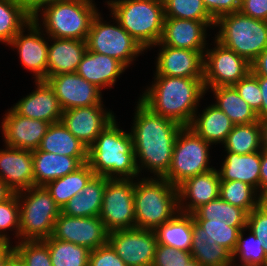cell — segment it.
Listing matches in <instances>:
<instances>
[{
    "mask_svg": "<svg viewBox=\"0 0 267 266\" xmlns=\"http://www.w3.org/2000/svg\"><path fill=\"white\" fill-rule=\"evenodd\" d=\"M101 16L98 12L91 23L86 38L87 50L114 57L128 68L145 50L113 16L116 25Z\"/></svg>",
    "mask_w": 267,
    "mask_h": 266,
    "instance_id": "10",
    "label": "cell"
},
{
    "mask_svg": "<svg viewBox=\"0 0 267 266\" xmlns=\"http://www.w3.org/2000/svg\"><path fill=\"white\" fill-rule=\"evenodd\" d=\"M219 197L248 214L263 202L254 187L241 181H221Z\"/></svg>",
    "mask_w": 267,
    "mask_h": 266,
    "instance_id": "39",
    "label": "cell"
},
{
    "mask_svg": "<svg viewBox=\"0 0 267 266\" xmlns=\"http://www.w3.org/2000/svg\"><path fill=\"white\" fill-rule=\"evenodd\" d=\"M98 12L94 0H56L42 6L32 20L49 37L86 40Z\"/></svg>",
    "mask_w": 267,
    "mask_h": 266,
    "instance_id": "4",
    "label": "cell"
},
{
    "mask_svg": "<svg viewBox=\"0 0 267 266\" xmlns=\"http://www.w3.org/2000/svg\"><path fill=\"white\" fill-rule=\"evenodd\" d=\"M14 253V246L9 243H0V266Z\"/></svg>",
    "mask_w": 267,
    "mask_h": 266,
    "instance_id": "55",
    "label": "cell"
},
{
    "mask_svg": "<svg viewBox=\"0 0 267 266\" xmlns=\"http://www.w3.org/2000/svg\"><path fill=\"white\" fill-rule=\"evenodd\" d=\"M220 183V174L216 168L187 178L177 186L179 211L192 214L201 205L219 198Z\"/></svg>",
    "mask_w": 267,
    "mask_h": 266,
    "instance_id": "22",
    "label": "cell"
},
{
    "mask_svg": "<svg viewBox=\"0 0 267 266\" xmlns=\"http://www.w3.org/2000/svg\"><path fill=\"white\" fill-rule=\"evenodd\" d=\"M26 10L33 16L42 6L56 0H20Z\"/></svg>",
    "mask_w": 267,
    "mask_h": 266,
    "instance_id": "54",
    "label": "cell"
},
{
    "mask_svg": "<svg viewBox=\"0 0 267 266\" xmlns=\"http://www.w3.org/2000/svg\"><path fill=\"white\" fill-rule=\"evenodd\" d=\"M20 212L19 241H39L52 236L61 209L44 186L17 192Z\"/></svg>",
    "mask_w": 267,
    "mask_h": 266,
    "instance_id": "8",
    "label": "cell"
},
{
    "mask_svg": "<svg viewBox=\"0 0 267 266\" xmlns=\"http://www.w3.org/2000/svg\"><path fill=\"white\" fill-rule=\"evenodd\" d=\"M37 150L69 157H88V148L64 125L50 124Z\"/></svg>",
    "mask_w": 267,
    "mask_h": 266,
    "instance_id": "31",
    "label": "cell"
},
{
    "mask_svg": "<svg viewBox=\"0 0 267 266\" xmlns=\"http://www.w3.org/2000/svg\"><path fill=\"white\" fill-rule=\"evenodd\" d=\"M192 216L194 220L224 221L230 227H247L248 213L220 197L201 205Z\"/></svg>",
    "mask_w": 267,
    "mask_h": 266,
    "instance_id": "35",
    "label": "cell"
},
{
    "mask_svg": "<svg viewBox=\"0 0 267 266\" xmlns=\"http://www.w3.org/2000/svg\"><path fill=\"white\" fill-rule=\"evenodd\" d=\"M223 146L225 151L239 155L261 151L260 121L234 125Z\"/></svg>",
    "mask_w": 267,
    "mask_h": 266,
    "instance_id": "37",
    "label": "cell"
},
{
    "mask_svg": "<svg viewBox=\"0 0 267 266\" xmlns=\"http://www.w3.org/2000/svg\"><path fill=\"white\" fill-rule=\"evenodd\" d=\"M157 244L191 252L193 235V216L178 212L166 223L154 229Z\"/></svg>",
    "mask_w": 267,
    "mask_h": 266,
    "instance_id": "30",
    "label": "cell"
},
{
    "mask_svg": "<svg viewBox=\"0 0 267 266\" xmlns=\"http://www.w3.org/2000/svg\"><path fill=\"white\" fill-rule=\"evenodd\" d=\"M210 91L216 99L213 104L235 125L250 124L259 120L256 112L241 98L234 86L214 87L206 92Z\"/></svg>",
    "mask_w": 267,
    "mask_h": 266,
    "instance_id": "32",
    "label": "cell"
},
{
    "mask_svg": "<svg viewBox=\"0 0 267 266\" xmlns=\"http://www.w3.org/2000/svg\"><path fill=\"white\" fill-rule=\"evenodd\" d=\"M261 150L267 152V119L260 121Z\"/></svg>",
    "mask_w": 267,
    "mask_h": 266,
    "instance_id": "56",
    "label": "cell"
},
{
    "mask_svg": "<svg viewBox=\"0 0 267 266\" xmlns=\"http://www.w3.org/2000/svg\"><path fill=\"white\" fill-rule=\"evenodd\" d=\"M191 259V252L157 244L152 266H184Z\"/></svg>",
    "mask_w": 267,
    "mask_h": 266,
    "instance_id": "47",
    "label": "cell"
},
{
    "mask_svg": "<svg viewBox=\"0 0 267 266\" xmlns=\"http://www.w3.org/2000/svg\"><path fill=\"white\" fill-rule=\"evenodd\" d=\"M115 118L88 148L87 164L95 175L106 178L140 177L131 133L119 128Z\"/></svg>",
    "mask_w": 267,
    "mask_h": 266,
    "instance_id": "3",
    "label": "cell"
},
{
    "mask_svg": "<svg viewBox=\"0 0 267 266\" xmlns=\"http://www.w3.org/2000/svg\"><path fill=\"white\" fill-rule=\"evenodd\" d=\"M260 170V186L258 189V194L263 201H267V152L262 150Z\"/></svg>",
    "mask_w": 267,
    "mask_h": 266,
    "instance_id": "51",
    "label": "cell"
},
{
    "mask_svg": "<svg viewBox=\"0 0 267 266\" xmlns=\"http://www.w3.org/2000/svg\"><path fill=\"white\" fill-rule=\"evenodd\" d=\"M34 82L35 90L18 100L11 108L26 118L42 120L50 124L60 122L63 110L55 92L44 80Z\"/></svg>",
    "mask_w": 267,
    "mask_h": 266,
    "instance_id": "21",
    "label": "cell"
},
{
    "mask_svg": "<svg viewBox=\"0 0 267 266\" xmlns=\"http://www.w3.org/2000/svg\"><path fill=\"white\" fill-rule=\"evenodd\" d=\"M258 83L261 90V110L257 113L259 121L267 119V77L258 76Z\"/></svg>",
    "mask_w": 267,
    "mask_h": 266,
    "instance_id": "53",
    "label": "cell"
},
{
    "mask_svg": "<svg viewBox=\"0 0 267 266\" xmlns=\"http://www.w3.org/2000/svg\"><path fill=\"white\" fill-rule=\"evenodd\" d=\"M49 248L52 266H88L90 250L50 236L42 240Z\"/></svg>",
    "mask_w": 267,
    "mask_h": 266,
    "instance_id": "38",
    "label": "cell"
},
{
    "mask_svg": "<svg viewBox=\"0 0 267 266\" xmlns=\"http://www.w3.org/2000/svg\"><path fill=\"white\" fill-rule=\"evenodd\" d=\"M94 175V171L85 163L75 172L48 182L44 187L62 209L70 199L82 192Z\"/></svg>",
    "mask_w": 267,
    "mask_h": 266,
    "instance_id": "34",
    "label": "cell"
},
{
    "mask_svg": "<svg viewBox=\"0 0 267 266\" xmlns=\"http://www.w3.org/2000/svg\"><path fill=\"white\" fill-rule=\"evenodd\" d=\"M106 185L107 178L105 176L94 175L82 192L66 203L61 209V213L73 217L99 216Z\"/></svg>",
    "mask_w": 267,
    "mask_h": 266,
    "instance_id": "29",
    "label": "cell"
},
{
    "mask_svg": "<svg viewBox=\"0 0 267 266\" xmlns=\"http://www.w3.org/2000/svg\"><path fill=\"white\" fill-rule=\"evenodd\" d=\"M34 186H45L48 182L75 172L88 157H69L41 150L32 151Z\"/></svg>",
    "mask_w": 267,
    "mask_h": 266,
    "instance_id": "25",
    "label": "cell"
},
{
    "mask_svg": "<svg viewBox=\"0 0 267 266\" xmlns=\"http://www.w3.org/2000/svg\"><path fill=\"white\" fill-rule=\"evenodd\" d=\"M165 17L215 21L207 11L203 0H163Z\"/></svg>",
    "mask_w": 267,
    "mask_h": 266,
    "instance_id": "41",
    "label": "cell"
},
{
    "mask_svg": "<svg viewBox=\"0 0 267 266\" xmlns=\"http://www.w3.org/2000/svg\"><path fill=\"white\" fill-rule=\"evenodd\" d=\"M184 266H201L196 260H194L193 258L187 262L186 264H184Z\"/></svg>",
    "mask_w": 267,
    "mask_h": 266,
    "instance_id": "59",
    "label": "cell"
},
{
    "mask_svg": "<svg viewBox=\"0 0 267 266\" xmlns=\"http://www.w3.org/2000/svg\"><path fill=\"white\" fill-rule=\"evenodd\" d=\"M115 119L112 110L105 105L76 107L63 111L61 122L89 148L97 136Z\"/></svg>",
    "mask_w": 267,
    "mask_h": 266,
    "instance_id": "17",
    "label": "cell"
},
{
    "mask_svg": "<svg viewBox=\"0 0 267 266\" xmlns=\"http://www.w3.org/2000/svg\"><path fill=\"white\" fill-rule=\"evenodd\" d=\"M191 255L201 266H230L232 254L217 243L210 242L207 233L193 218Z\"/></svg>",
    "mask_w": 267,
    "mask_h": 266,
    "instance_id": "33",
    "label": "cell"
},
{
    "mask_svg": "<svg viewBox=\"0 0 267 266\" xmlns=\"http://www.w3.org/2000/svg\"><path fill=\"white\" fill-rule=\"evenodd\" d=\"M127 67L114 57L87 50L76 73L101 91L115 85Z\"/></svg>",
    "mask_w": 267,
    "mask_h": 266,
    "instance_id": "24",
    "label": "cell"
},
{
    "mask_svg": "<svg viewBox=\"0 0 267 266\" xmlns=\"http://www.w3.org/2000/svg\"><path fill=\"white\" fill-rule=\"evenodd\" d=\"M135 179L107 178L99 214L108 232L135 228Z\"/></svg>",
    "mask_w": 267,
    "mask_h": 266,
    "instance_id": "11",
    "label": "cell"
},
{
    "mask_svg": "<svg viewBox=\"0 0 267 266\" xmlns=\"http://www.w3.org/2000/svg\"><path fill=\"white\" fill-rule=\"evenodd\" d=\"M239 11L251 18L267 21V0H241Z\"/></svg>",
    "mask_w": 267,
    "mask_h": 266,
    "instance_id": "50",
    "label": "cell"
},
{
    "mask_svg": "<svg viewBox=\"0 0 267 266\" xmlns=\"http://www.w3.org/2000/svg\"><path fill=\"white\" fill-rule=\"evenodd\" d=\"M136 103L130 133L139 175L146 170L154 177H163L170 168L174 143L183 126L155 114L139 99Z\"/></svg>",
    "mask_w": 267,
    "mask_h": 266,
    "instance_id": "1",
    "label": "cell"
},
{
    "mask_svg": "<svg viewBox=\"0 0 267 266\" xmlns=\"http://www.w3.org/2000/svg\"><path fill=\"white\" fill-rule=\"evenodd\" d=\"M109 232L97 217H73L60 213L52 236L55 239L86 247L90 251L108 243Z\"/></svg>",
    "mask_w": 267,
    "mask_h": 266,
    "instance_id": "14",
    "label": "cell"
},
{
    "mask_svg": "<svg viewBox=\"0 0 267 266\" xmlns=\"http://www.w3.org/2000/svg\"><path fill=\"white\" fill-rule=\"evenodd\" d=\"M4 146L0 149V179L14 193L34 187L32 151Z\"/></svg>",
    "mask_w": 267,
    "mask_h": 266,
    "instance_id": "23",
    "label": "cell"
},
{
    "mask_svg": "<svg viewBox=\"0 0 267 266\" xmlns=\"http://www.w3.org/2000/svg\"><path fill=\"white\" fill-rule=\"evenodd\" d=\"M215 21H196L165 17L163 35L156 45L200 51L203 55L208 47L207 28H213Z\"/></svg>",
    "mask_w": 267,
    "mask_h": 266,
    "instance_id": "18",
    "label": "cell"
},
{
    "mask_svg": "<svg viewBox=\"0 0 267 266\" xmlns=\"http://www.w3.org/2000/svg\"><path fill=\"white\" fill-rule=\"evenodd\" d=\"M134 208L135 228L154 230L179 212L177 187L163 177H138Z\"/></svg>",
    "mask_w": 267,
    "mask_h": 266,
    "instance_id": "5",
    "label": "cell"
},
{
    "mask_svg": "<svg viewBox=\"0 0 267 266\" xmlns=\"http://www.w3.org/2000/svg\"><path fill=\"white\" fill-rule=\"evenodd\" d=\"M251 72L257 76L267 77V48L251 63Z\"/></svg>",
    "mask_w": 267,
    "mask_h": 266,
    "instance_id": "52",
    "label": "cell"
},
{
    "mask_svg": "<svg viewBox=\"0 0 267 266\" xmlns=\"http://www.w3.org/2000/svg\"><path fill=\"white\" fill-rule=\"evenodd\" d=\"M245 231H249L248 239L244 237ZM262 246L263 243L247 227L243 228L238 234L237 245L232 253V263L236 264L238 261L237 265L267 266V255Z\"/></svg>",
    "mask_w": 267,
    "mask_h": 266,
    "instance_id": "40",
    "label": "cell"
},
{
    "mask_svg": "<svg viewBox=\"0 0 267 266\" xmlns=\"http://www.w3.org/2000/svg\"><path fill=\"white\" fill-rule=\"evenodd\" d=\"M234 125L229 117L212 103L203 109L201 114L197 111L188 127L209 144L223 145Z\"/></svg>",
    "mask_w": 267,
    "mask_h": 266,
    "instance_id": "28",
    "label": "cell"
},
{
    "mask_svg": "<svg viewBox=\"0 0 267 266\" xmlns=\"http://www.w3.org/2000/svg\"><path fill=\"white\" fill-rule=\"evenodd\" d=\"M159 47L153 75L203 78L204 55L200 51L154 45Z\"/></svg>",
    "mask_w": 267,
    "mask_h": 266,
    "instance_id": "20",
    "label": "cell"
},
{
    "mask_svg": "<svg viewBox=\"0 0 267 266\" xmlns=\"http://www.w3.org/2000/svg\"><path fill=\"white\" fill-rule=\"evenodd\" d=\"M153 76L139 100L155 114L189 126L206 94L203 78Z\"/></svg>",
    "mask_w": 267,
    "mask_h": 266,
    "instance_id": "2",
    "label": "cell"
},
{
    "mask_svg": "<svg viewBox=\"0 0 267 266\" xmlns=\"http://www.w3.org/2000/svg\"><path fill=\"white\" fill-rule=\"evenodd\" d=\"M225 159L218 169L221 181H241L254 187L260 186L261 151L239 155L226 151Z\"/></svg>",
    "mask_w": 267,
    "mask_h": 266,
    "instance_id": "27",
    "label": "cell"
},
{
    "mask_svg": "<svg viewBox=\"0 0 267 266\" xmlns=\"http://www.w3.org/2000/svg\"><path fill=\"white\" fill-rule=\"evenodd\" d=\"M13 194V190L0 179V203L9 199Z\"/></svg>",
    "mask_w": 267,
    "mask_h": 266,
    "instance_id": "57",
    "label": "cell"
},
{
    "mask_svg": "<svg viewBox=\"0 0 267 266\" xmlns=\"http://www.w3.org/2000/svg\"><path fill=\"white\" fill-rule=\"evenodd\" d=\"M214 47L204 52L203 81L205 90L234 86L251 72V63L214 39Z\"/></svg>",
    "mask_w": 267,
    "mask_h": 266,
    "instance_id": "12",
    "label": "cell"
},
{
    "mask_svg": "<svg viewBox=\"0 0 267 266\" xmlns=\"http://www.w3.org/2000/svg\"><path fill=\"white\" fill-rule=\"evenodd\" d=\"M215 39L252 63L267 48V21L254 19L240 11L215 20Z\"/></svg>",
    "mask_w": 267,
    "mask_h": 266,
    "instance_id": "7",
    "label": "cell"
},
{
    "mask_svg": "<svg viewBox=\"0 0 267 266\" xmlns=\"http://www.w3.org/2000/svg\"><path fill=\"white\" fill-rule=\"evenodd\" d=\"M45 35L31 20L8 44V47L17 49L22 66L32 72L35 81L47 79L49 36Z\"/></svg>",
    "mask_w": 267,
    "mask_h": 266,
    "instance_id": "15",
    "label": "cell"
},
{
    "mask_svg": "<svg viewBox=\"0 0 267 266\" xmlns=\"http://www.w3.org/2000/svg\"><path fill=\"white\" fill-rule=\"evenodd\" d=\"M14 252L25 266H52L48 246L42 241L15 242Z\"/></svg>",
    "mask_w": 267,
    "mask_h": 266,
    "instance_id": "44",
    "label": "cell"
},
{
    "mask_svg": "<svg viewBox=\"0 0 267 266\" xmlns=\"http://www.w3.org/2000/svg\"><path fill=\"white\" fill-rule=\"evenodd\" d=\"M4 266H25L21 258L14 252L5 262Z\"/></svg>",
    "mask_w": 267,
    "mask_h": 266,
    "instance_id": "58",
    "label": "cell"
},
{
    "mask_svg": "<svg viewBox=\"0 0 267 266\" xmlns=\"http://www.w3.org/2000/svg\"><path fill=\"white\" fill-rule=\"evenodd\" d=\"M247 228L263 243L267 255V201H263L247 216Z\"/></svg>",
    "mask_w": 267,
    "mask_h": 266,
    "instance_id": "46",
    "label": "cell"
},
{
    "mask_svg": "<svg viewBox=\"0 0 267 266\" xmlns=\"http://www.w3.org/2000/svg\"><path fill=\"white\" fill-rule=\"evenodd\" d=\"M31 20L20 0H0V43L7 46Z\"/></svg>",
    "mask_w": 267,
    "mask_h": 266,
    "instance_id": "36",
    "label": "cell"
},
{
    "mask_svg": "<svg viewBox=\"0 0 267 266\" xmlns=\"http://www.w3.org/2000/svg\"><path fill=\"white\" fill-rule=\"evenodd\" d=\"M53 41V42H52ZM47 78L76 72L87 51L86 40L49 37Z\"/></svg>",
    "mask_w": 267,
    "mask_h": 266,
    "instance_id": "26",
    "label": "cell"
},
{
    "mask_svg": "<svg viewBox=\"0 0 267 266\" xmlns=\"http://www.w3.org/2000/svg\"><path fill=\"white\" fill-rule=\"evenodd\" d=\"M15 230V231H13ZM20 212L17 193L0 203V243H9L10 236L7 231H13L15 239L19 242Z\"/></svg>",
    "mask_w": 267,
    "mask_h": 266,
    "instance_id": "43",
    "label": "cell"
},
{
    "mask_svg": "<svg viewBox=\"0 0 267 266\" xmlns=\"http://www.w3.org/2000/svg\"><path fill=\"white\" fill-rule=\"evenodd\" d=\"M88 266H127L112 246L107 243L89 253Z\"/></svg>",
    "mask_w": 267,
    "mask_h": 266,
    "instance_id": "48",
    "label": "cell"
},
{
    "mask_svg": "<svg viewBox=\"0 0 267 266\" xmlns=\"http://www.w3.org/2000/svg\"><path fill=\"white\" fill-rule=\"evenodd\" d=\"M45 81L55 92L63 111L76 107L104 105L102 91L76 72L50 76Z\"/></svg>",
    "mask_w": 267,
    "mask_h": 266,
    "instance_id": "16",
    "label": "cell"
},
{
    "mask_svg": "<svg viewBox=\"0 0 267 266\" xmlns=\"http://www.w3.org/2000/svg\"><path fill=\"white\" fill-rule=\"evenodd\" d=\"M207 233L210 242L223 246L231 254L234 252L239 232L245 227H230L226 222L195 220Z\"/></svg>",
    "mask_w": 267,
    "mask_h": 266,
    "instance_id": "42",
    "label": "cell"
},
{
    "mask_svg": "<svg viewBox=\"0 0 267 266\" xmlns=\"http://www.w3.org/2000/svg\"><path fill=\"white\" fill-rule=\"evenodd\" d=\"M209 14L216 20L222 15L238 12L241 0H203Z\"/></svg>",
    "mask_w": 267,
    "mask_h": 266,
    "instance_id": "49",
    "label": "cell"
},
{
    "mask_svg": "<svg viewBox=\"0 0 267 266\" xmlns=\"http://www.w3.org/2000/svg\"><path fill=\"white\" fill-rule=\"evenodd\" d=\"M230 266H244V265H237V264L234 265V263H232Z\"/></svg>",
    "mask_w": 267,
    "mask_h": 266,
    "instance_id": "60",
    "label": "cell"
},
{
    "mask_svg": "<svg viewBox=\"0 0 267 266\" xmlns=\"http://www.w3.org/2000/svg\"><path fill=\"white\" fill-rule=\"evenodd\" d=\"M7 110L0 126L5 145L29 151L37 150L50 123L20 116L12 108Z\"/></svg>",
    "mask_w": 267,
    "mask_h": 266,
    "instance_id": "19",
    "label": "cell"
},
{
    "mask_svg": "<svg viewBox=\"0 0 267 266\" xmlns=\"http://www.w3.org/2000/svg\"><path fill=\"white\" fill-rule=\"evenodd\" d=\"M108 243L127 266H152L157 247L154 230L124 229L109 232Z\"/></svg>",
    "mask_w": 267,
    "mask_h": 266,
    "instance_id": "13",
    "label": "cell"
},
{
    "mask_svg": "<svg viewBox=\"0 0 267 266\" xmlns=\"http://www.w3.org/2000/svg\"><path fill=\"white\" fill-rule=\"evenodd\" d=\"M210 147L190 127L183 126L174 143L170 168L163 178L177 187L187 178L211 171L215 167H210Z\"/></svg>",
    "mask_w": 267,
    "mask_h": 266,
    "instance_id": "9",
    "label": "cell"
},
{
    "mask_svg": "<svg viewBox=\"0 0 267 266\" xmlns=\"http://www.w3.org/2000/svg\"><path fill=\"white\" fill-rule=\"evenodd\" d=\"M241 98L256 112L261 110L262 96L258 83V76L250 72L246 77L239 80L235 85Z\"/></svg>",
    "mask_w": 267,
    "mask_h": 266,
    "instance_id": "45",
    "label": "cell"
},
{
    "mask_svg": "<svg viewBox=\"0 0 267 266\" xmlns=\"http://www.w3.org/2000/svg\"><path fill=\"white\" fill-rule=\"evenodd\" d=\"M106 3L110 15L145 51L160 42L165 20L163 0H107Z\"/></svg>",
    "mask_w": 267,
    "mask_h": 266,
    "instance_id": "6",
    "label": "cell"
}]
</instances>
